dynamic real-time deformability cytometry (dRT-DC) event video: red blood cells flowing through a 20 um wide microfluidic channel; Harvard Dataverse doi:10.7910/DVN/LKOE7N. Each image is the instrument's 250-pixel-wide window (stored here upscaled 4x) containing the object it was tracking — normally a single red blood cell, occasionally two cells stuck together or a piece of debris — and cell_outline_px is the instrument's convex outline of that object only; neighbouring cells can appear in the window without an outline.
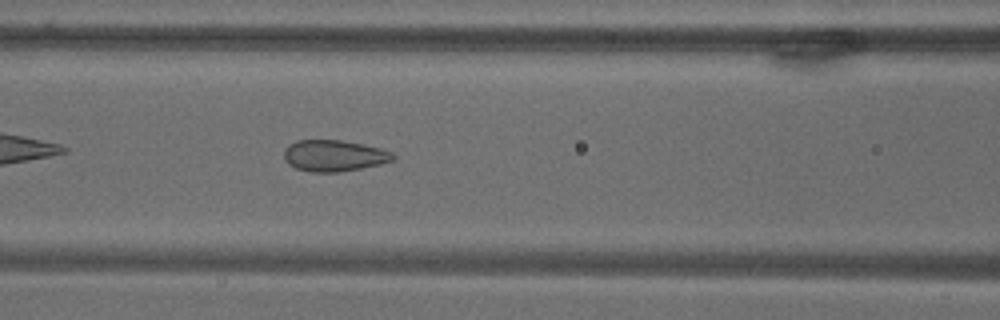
{"species": "common noctule bat (a hibernating species)", "species_latin": "Nyctalus noctula", "temperature_condition": "warm", "stored_images_in_passage": 28, "camera_frame_rate_fps": 3000, "um_per_image_px": 0.085, "animal": {"sex": "male", "body_mass_g": 18.8}, "frame": {"image": 1, "passage_image": 11, "time_ms": 3.333, "image_size_px": [1000, 320], "cell_outline_px": [[396, 156], [392, 160], [380, 164], [340, 172], [312, 172], [296, 168], [288, 164], [284, 160], [284, 148], [288, 144], [296, 140], [340, 140], [364, 144], [380, 148], [392, 152]], "centroid_in_image_um": [28.36, 13.22], "position_along_channel_um": 138.2, "area_um2": 20.0}}
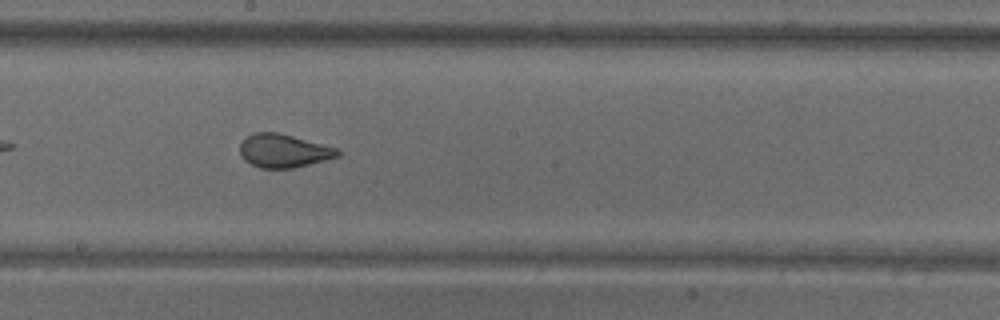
{"frame": {"image": 2, "passage_image": 20, "time_ms": 6.333, "image_size_px": [1000, 320], "cell_outline_px": [[340, 156], [292, 168], [260, 168], [244, 160], [240, 152], [240, 144], [248, 136], [256, 132], [276, 132], [292, 136], [336, 148], [340, 152]], "centroid_in_image_um": [24.09, 12.82], "position_along_channel_um": 224.1, "area_um2": 18.61}}
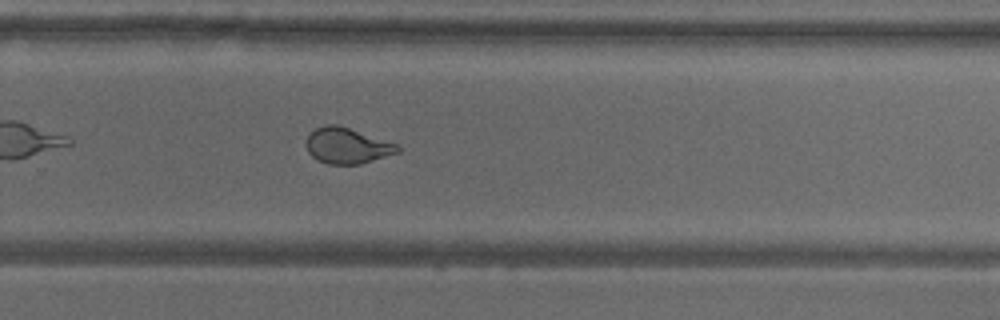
{"frame": {"image": 3, "passage_image": 28, "time_ms": 9.0, "image_size_px": [1000, 320], "cell_outline_px": [[400, 152], [360, 164], [328, 164], [316, 160], [308, 152], [304, 144], [304, 140], [308, 132], [324, 124], [336, 124], [396, 144], [400, 148]], "centroid_in_image_um": [29.41, 12.38], "position_along_channel_um": 300.4, "area_um2": 19.13}}